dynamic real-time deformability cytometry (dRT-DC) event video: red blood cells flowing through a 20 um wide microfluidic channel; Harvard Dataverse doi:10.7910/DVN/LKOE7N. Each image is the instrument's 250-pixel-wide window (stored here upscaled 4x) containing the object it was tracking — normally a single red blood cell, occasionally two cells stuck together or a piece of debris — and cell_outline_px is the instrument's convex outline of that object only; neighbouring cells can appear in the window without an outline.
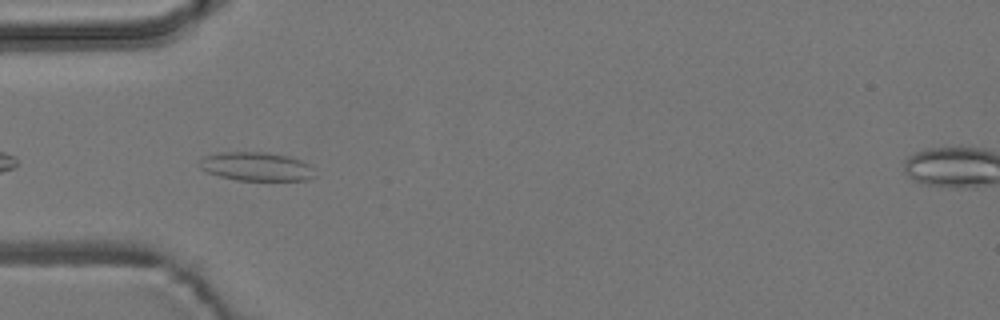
{"species": "common noctule bat (a hibernating species)", "species_latin": "Nyctalus noctula", "temperature_condition": "room temperature", "stored_images_in_passage": 6, "camera_frame_rate_fps": 3000, "um_per_image_px": 0.085, "animal": {"sex": "male", "body_mass_g": 19.2, "forearm_length_mm": 51.8}, "frame": {"image": 1, "passage_image": 5, "time_ms": 4.667, "image_size_px": [1000, 320], "cell_outline_px": [[316, 176], [308, 180], [236, 180], [220, 176], [208, 172], [200, 168], [196, 164], [204, 156], [220, 152], [268, 152], [288, 156], [300, 160], [308, 164], [312, 168]], "centroid_in_image_um": [21.77, 14.15], "position_along_channel_um": 63.2, "area_um2": 19.36}}